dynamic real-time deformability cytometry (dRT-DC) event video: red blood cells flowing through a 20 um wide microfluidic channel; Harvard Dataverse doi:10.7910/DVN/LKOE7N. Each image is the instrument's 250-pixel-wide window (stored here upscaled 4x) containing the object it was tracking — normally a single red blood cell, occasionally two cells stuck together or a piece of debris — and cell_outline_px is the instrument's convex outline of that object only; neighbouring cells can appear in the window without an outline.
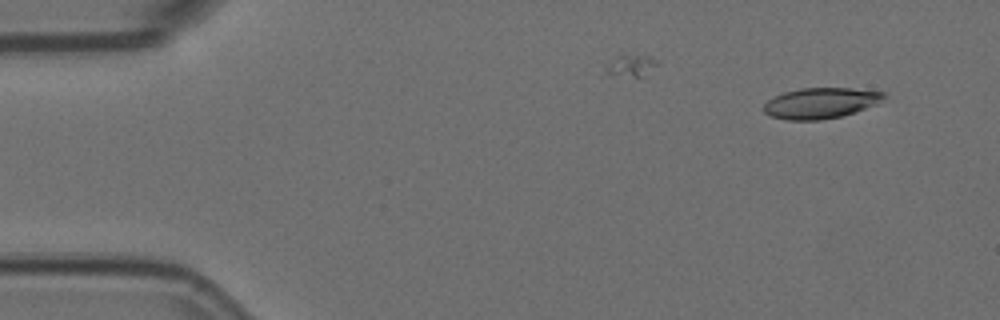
{"species": "Egyptian fruit bat (a non-hibernating species)", "species_latin": "Rousettus aegyptiacus", "temperature_condition": "room temperature", "stored_images_in_passage": 9, "camera_frame_rate_fps": 3000, "um_per_image_px": 0.085, "animal": {"sex": "female"}, "frame": {"image": 1, "passage_image": 2, "time_ms": 0.333, "image_size_px": [1000, 320], "cell_outline_px": [[884, 96], [876, 104], [840, 116], [820, 120], [788, 120], [768, 116], [764, 112], [764, 104], [768, 100], [784, 92], [800, 88], [848, 88], [884, 92]], "centroid_in_image_um": [69.68, 8.76], "position_along_channel_um": 15.3, "area_um2": 21.15}}
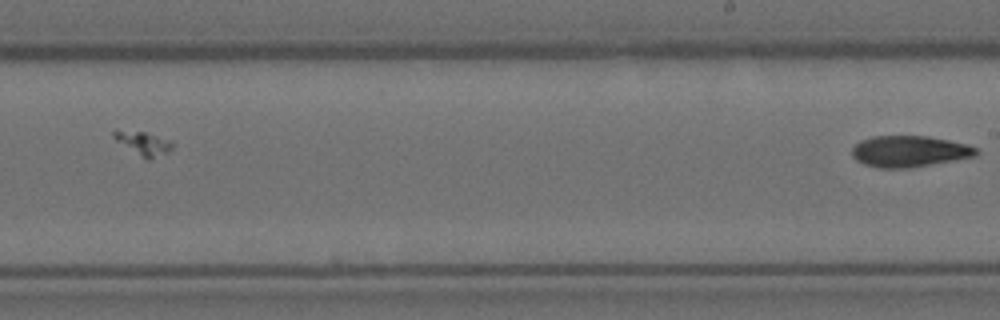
{"frame": {"image": 2, "passage_image": 9, "time_ms": 2.667, "image_size_px": [1000, 320], "cell_outline_px": [[980, 152], [976, 156], [912, 168], [880, 168], [864, 164], [856, 160], [852, 156], [852, 148], [860, 140], [872, 136], [928, 136], [968, 144], [976, 148]], "centroid_in_image_um": [77.3, 12.87], "position_along_channel_um": 211.7, "area_um2": 22.77}}